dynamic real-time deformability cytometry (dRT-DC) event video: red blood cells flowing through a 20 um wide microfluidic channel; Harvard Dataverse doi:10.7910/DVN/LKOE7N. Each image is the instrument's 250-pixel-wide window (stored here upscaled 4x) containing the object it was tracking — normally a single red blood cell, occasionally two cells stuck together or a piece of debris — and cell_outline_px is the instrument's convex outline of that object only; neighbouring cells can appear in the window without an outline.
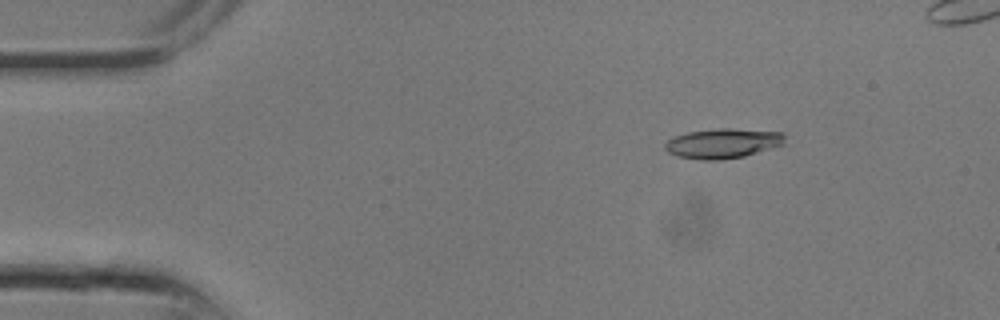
{"species": "common noctule bat (a hibernating species)", "species_latin": "Nyctalus noctula", "temperature_condition": "room temperature", "stored_images_in_passage": 17, "camera_frame_rate_fps": 3000, "um_per_image_px": 0.085, "animal": {"sex": "male", "body_mass_g": 13.3}, "frame": {"image": 1, "passage_image": 4, "time_ms": 1.0, "image_size_px": [1000, 320], "cell_outline_px": [[784, 144], [744, 156], [720, 160], [700, 160], [676, 156], [668, 152], [664, 148], [664, 144], [672, 136], [688, 132], [716, 128], [732, 128], [784, 132]], "centroid_in_image_um": [61.4, 12.18], "position_along_channel_um": 23.6, "area_um2": 20.98}}
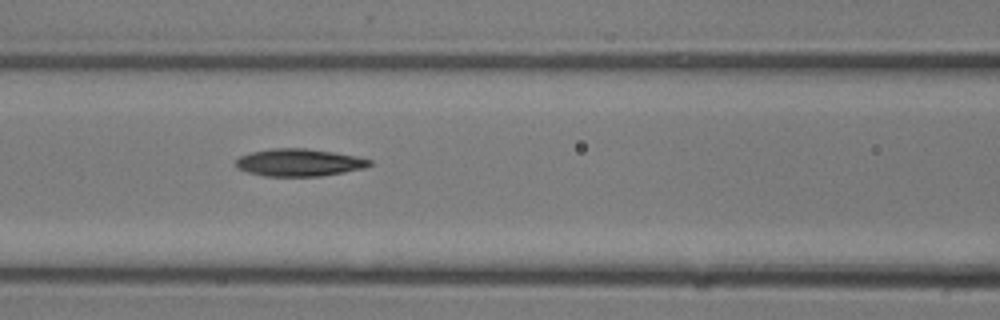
{"frame": {"image": 2, "passage_image": 11, "time_ms": 3.333, "image_size_px": [1000, 320], "cell_outline_px": [[372, 164], [364, 168], [344, 172], [320, 176], [264, 176], [248, 172], [236, 168], [236, 160], [240, 156], [252, 152], [272, 148], [304, 148], [332, 152], [356, 156], [372, 160]], "centroid_in_image_um": [25.42, 13.81], "position_along_channel_um": 141.2, "area_um2": 21.27}}
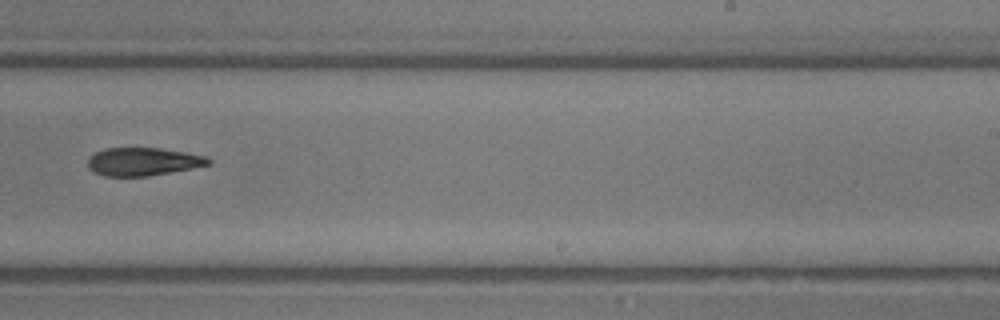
{"frame": {"image": 3, "passage_image": 16, "time_ms": 5.0, "image_size_px": [1000, 320], "cell_outline_px": [[212, 164], [192, 168], [148, 176], [104, 176], [88, 168], [88, 156], [104, 148], [160, 148], [184, 152], [204, 156], [212, 160]], "centroid_in_image_um": [12.14, 13.73], "position_along_channel_um": 276.9, "area_um2": 19.65}}